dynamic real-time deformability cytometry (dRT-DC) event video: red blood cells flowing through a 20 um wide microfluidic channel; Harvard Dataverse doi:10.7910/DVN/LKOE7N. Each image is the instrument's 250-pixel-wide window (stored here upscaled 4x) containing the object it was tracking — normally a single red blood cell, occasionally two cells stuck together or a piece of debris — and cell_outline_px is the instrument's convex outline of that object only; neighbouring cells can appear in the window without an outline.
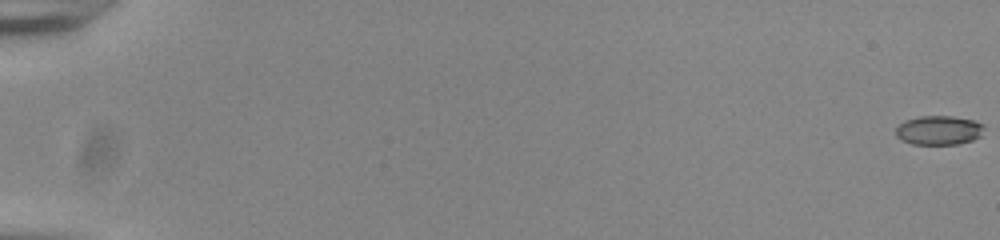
{"species": "common noctule bat (a hibernating species)", "species_latin": "Nyctalus noctula", "temperature_condition": "room temperature", "stored_images_in_passage": 56, "camera_frame_rate_fps": 3000, "um_per_image_px": 0.085, "animal": {"sex": "male", "body_mass_g": 20.0, "forearm_length_mm": 53.3}, "frame": {"image": 1, "passage_image": 1, "time_ms": 0.0, "image_size_px": [1000, 240], "cell_outline_px": [[984, 128], [980, 136], [972, 140], [960, 144], [912, 144], [900, 140], [896, 136], [896, 128], [904, 120], [920, 116], [952, 116], [972, 120], [984, 124]], "centroid_in_image_um": [79.79, 11.07], "position_along_channel_um": 5.2, "area_um2": 15.09}}
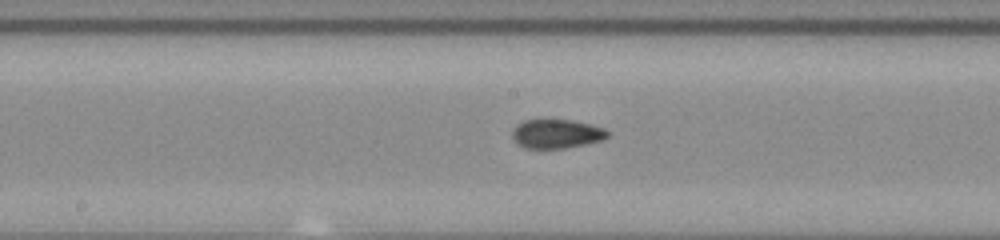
{"frame": {"image": 2, "passage_image": 32, "time_ms": 10.333, "image_size_px": [1000, 240], "cell_outline_px": [[608, 136], [604, 140], [564, 148], [524, 148], [512, 136], [512, 132], [516, 124], [524, 120], [572, 120], [604, 128], [608, 132]], "centroid_in_image_um": [47.31, 11.37], "position_along_channel_um": 200.9, "area_um2": 15.9}}
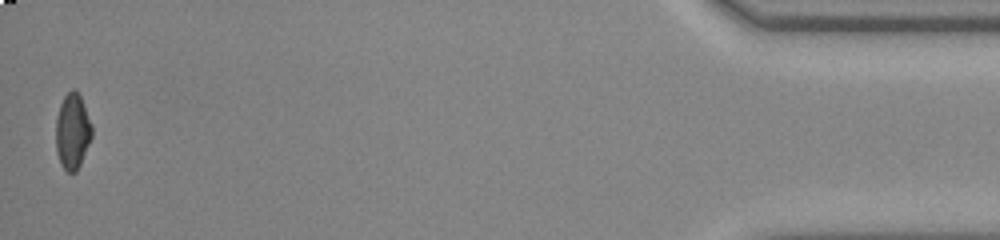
{"frame": {"image": 3, "passage_image": 56, "time_ms": 18.333, "image_size_px": [1000, 240], "cell_outline_px": [[92, 136], [80, 164], [76, 172], [68, 172], [60, 164], [56, 152], [56, 116], [60, 104], [64, 96], [72, 88], [76, 88], [80, 96], [92, 124]], "centroid_in_image_um": [6.15, 11.15], "position_along_channel_um": 429.1, "area_um2": 15.95}, "authors_computed_cell_mechanics": {"area_um2": 16.0684, "velocity_mm_per_s": 3.8564, "shape_relaxation_time_tau1_ms": null, "shape_relaxation_time_tau2_ms": 1.3089, "deformation_change_tau1": null, "deformation_change_tau2": 0.0685}}